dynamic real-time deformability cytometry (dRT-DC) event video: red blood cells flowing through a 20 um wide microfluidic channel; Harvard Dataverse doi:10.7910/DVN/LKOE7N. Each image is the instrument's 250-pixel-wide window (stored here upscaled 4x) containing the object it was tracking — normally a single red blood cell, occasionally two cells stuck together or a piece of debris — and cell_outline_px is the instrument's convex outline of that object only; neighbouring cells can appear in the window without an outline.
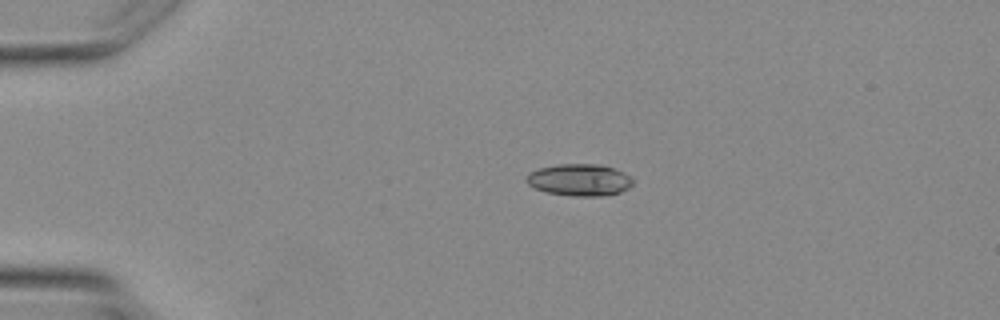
{"species": "Egyptian fruit bat (a non-hibernating species)", "species_latin": "Rousettus aegyptiacus", "temperature_condition": "warm", "stored_images_in_passage": 2, "camera_frame_rate_fps": 3000, "um_per_image_px": 0.085, "animal": {"sex": "female"}, "frame": {"image": 1, "passage_image": 1, "time_ms": 0.0, "image_size_px": [1000, 320], "cell_outline_px": [[632, 184], [628, 188], [620, 192], [604, 196], [572, 196], [544, 192], [528, 184], [524, 180], [528, 172], [540, 168], [556, 164], [596, 164], [612, 168], [624, 172], [632, 176]], "centroid_in_image_um": [49.23, 15.29], "position_along_channel_um": 35.8, "area_um2": 19.94}}